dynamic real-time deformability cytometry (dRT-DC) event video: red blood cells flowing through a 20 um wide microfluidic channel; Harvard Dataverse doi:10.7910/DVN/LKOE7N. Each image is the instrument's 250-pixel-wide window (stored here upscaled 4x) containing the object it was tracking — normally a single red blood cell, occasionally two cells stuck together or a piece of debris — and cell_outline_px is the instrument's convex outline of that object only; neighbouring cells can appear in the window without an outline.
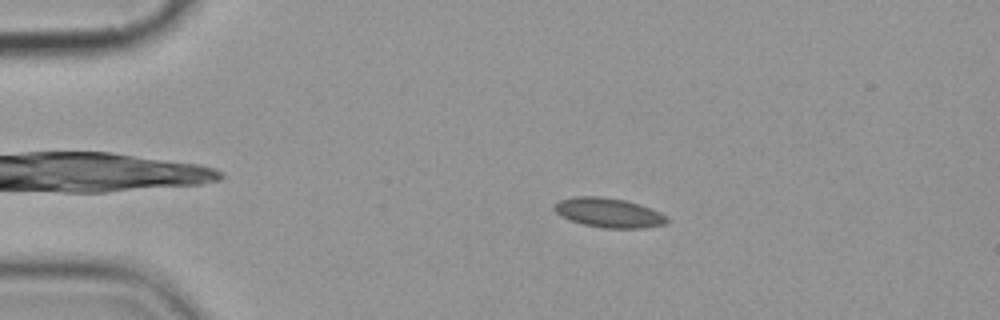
{"species": "common noctule bat (a hibernating species)", "species_latin": "Nyctalus noctula", "temperature_condition": "cold", "stored_images_in_passage": 4, "camera_frame_rate_fps": 3000, "um_per_image_px": 0.085, "animal": {"sex": "female", "body_mass_g": 19.9}, "frame": {"image": 1, "passage_image": 3, "time_ms": 2.333, "image_size_px": [1000, 320], "cell_outline_px": [[668, 224], [644, 228], [604, 228], [584, 224], [560, 216], [552, 208], [560, 200], [572, 196], [604, 196], [624, 200], [640, 204], [660, 212], [668, 216]], "centroid_in_image_um": [51.77, 18.07], "position_along_channel_um": 33.2, "area_um2": 19.48}}